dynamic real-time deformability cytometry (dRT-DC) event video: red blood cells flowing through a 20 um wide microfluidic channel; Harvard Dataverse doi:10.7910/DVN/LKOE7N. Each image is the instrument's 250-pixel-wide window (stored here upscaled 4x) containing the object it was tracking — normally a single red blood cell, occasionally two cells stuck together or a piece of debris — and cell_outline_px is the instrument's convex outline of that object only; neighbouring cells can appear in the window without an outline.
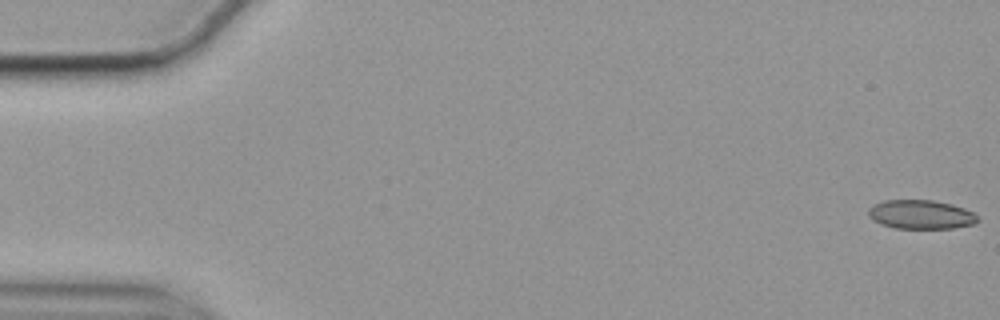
{"species": "common noctule bat (a hibernating species)", "species_latin": "Nyctalus noctula", "temperature_condition": "cold", "stored_images_in_passage": 57, "camera_frame_rate_fps": 3000, "um_per_image_px": 0.085, "animal": {"sex": "female", "body_mass_g": 19.9}, "frame": {"image": 1, "passage_image": 1, "time_ms": 0.0, "image_size_px": [1000, 320], "cell_outline_px": [[980, 220], [972, 224], [952, 228], [896, 228], [880, 224], [872, 220], [868, 216], [868, 208], [872, 204], [884, 200], [932, 200], [952, 204], [964, 208], [972, 212]], "centroid_in_image_um": [78.22, 18.22], "position_along_channel_um": 6.8, "area_um2": 18.5}}
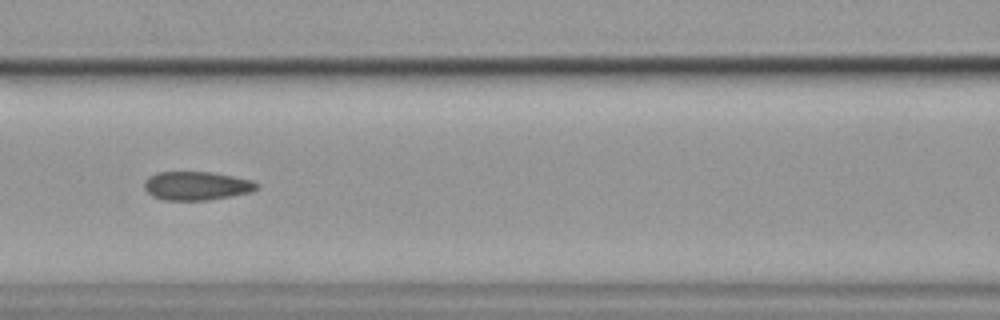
{"frame": {"image": 2, "passage_image": 25, "time_ms": 8.0, "image_size_px": [1000, 320], "cell_outline_px": [[260, 188], [252, 192], [208, 200], [164, 200], [152, 196], [144, 188], [144, 180], [148, 176], [156, 172], [212, 172], [252, 180], [260, 184]], "centroid_in_image_um": [16.72, 15.79], "position_along_channel_um": 149.9, "area_um2": 18.96}}
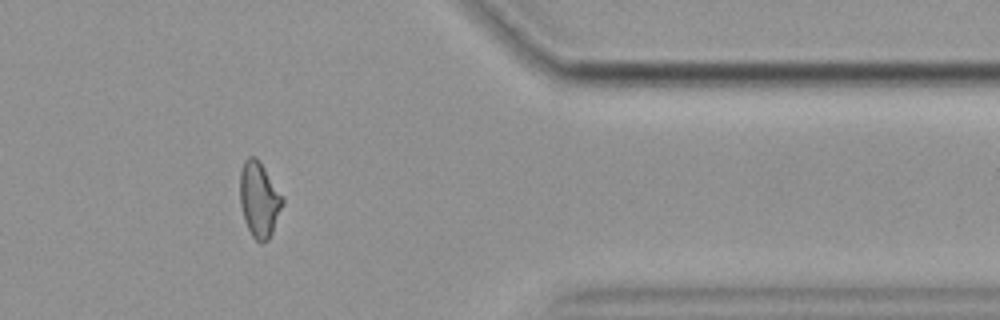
{"frame": {"image": 3, "passage_image": 47, "time_ms": 15.333, "image_size_px": [1000, 320], "cell_outline_px": [[284, 204], [272, 232], [268, 240], [260, 244], [252, 236], [244, 220], [240, 204], [240, 172], [244, 160], [248, 156], [256, 156], [260, 160], [284, 196]], "centroid_in_image_um": [22.05, 16.93], "position_along_channel_um": 389.4, "area_um2": 19.07}, "authors_computed_cell_mechanics": {"area_um2": 18.9006, "velocity_mm_per_s": 3.5428, "shape_relaxation_time_tau1_ms": null, "shape_relaxation_time_tau2_ms": 1.8206, "deformation_change_tau1": null, "deformation_change_tau2": 0.0781}}